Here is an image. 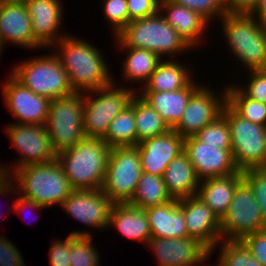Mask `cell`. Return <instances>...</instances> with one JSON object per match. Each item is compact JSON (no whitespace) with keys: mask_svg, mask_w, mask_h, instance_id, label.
Instances as JSON below:
<instances>
[{"mask_svg":"<svg viewBox=\"0 0 266 266\" xmlns=\"http://www.w3.org/2000/svg\"><path fill=\"white\" fill-rule=\"evenodd\" d=\"M68 74L75 92L96 90L113 83L108 65L98 47L75 36H65L51 47Z\"/></svg>","mask_w":266,"mask_h":266,"instance_id":"obj_1","label":"cell"},{"mask_svg":"<svg viewBox=\"0 0 266 266\" xmlns=\"http://www.w3.org/2000/svg\"><path fill=\"white\" fill-rule=\"evenodd\" d=\"M110 147L101 138H84L57 154L74 190L101 189L106 176Z\"/></svg>","mask_w":266,"mask_h":266,"instance_id":"obj_2","label":"cell"},{"mask_svg":"<svg viewBox=\"0 0 266 266\" xmlns=\"http://www.w3.org/2000/svg\"><path fill=\"white\" fill-rule=\"evenodd\" d=\"M219 20L233 56L249 72L266 70V25L243 13H225Z\"/></svg>","mask_w":266,"mask_h":266,"instance_id":"obj_3","label":"cell"},{"mask_svg":"<svg viewBox=\"0 0 266 266\" xmlns=\"http://www.w3.org/2000/svg\"><path fill=\"white\" fill-rule=\"evenodd\" d=\"M12 177L19 194L47 208L58 204L61 206L74 191L57 159L18 168Z\"/></svg>","mask_w":266,"mask_h":266,"instance_id":"obj_4","label":"cell"},{"mask_svg":"<svg viewBox=\"0 0 266 266\" xmlns=\"http://www.w3.org/2000/svg\"><path fill=\"white\" fill-rule=\"evenodd\" d=\"M126 48H141L160 58L192 49L160 12L154 16L130 21L115 36ZM184 50V51H183Z\"/></svg>","mask_w":266,"mask_h":266,"instance_id":"obj_5","label":"cell"},{"mask_svg":"<svg viewBox=\"0 0 266 266\" xmlns=\"http://www.w3.org/2000/svg\"><path fill=\"white\" fill-rule=\"evenodd\" d=\"M11 75L33 93L50 100L66 97L75 92L55 53L35 56L20 62L14 66Z\"/></svg>","mask_w":266,"mask_h":266,"instance_id":"obj_6","label":"cell"},{"mask_svg":"<svg viewBox=\"0 0 266 266\" xmlns=\"http://www.w3.org/2000/svg\"><path fill=\"white\" fill-rule=\"evenodd\" d=\"M117 85L113 81L107 87L86 91L84 94L83 126L86 137L103 139L112 120L130 104L137 93L132 88Z\"/></svg>","mask_w":266,"mask_h":266,"instance_id":"obj_7","label":"cell"},{"mask_svg":"<svg viewBox=\"0 0 266 266\" xmlns=\"http://www.w3.org/2000/svg\"><path fill=\"white\" fill-rule=\"evenodd\" d=\"M84 93L51 100L45 128L58 154L86 138L83 126Z\"/></svg>","mask_w":266,"mask_h":266,"instance_id":"obj_8","label":"cell"},{"mask_svg":"<svg viewBox=\"0 0 266 266\" xmlns=\"http://www.w3.org/2000/svg\"><path fill=\"white\" fill-rule=\"evenodd\" d=\"M222 115L227 119L232 140V156L239 171L258 170L266 164V126L239 116L227 103Z\"/></svg>","mask_w":266,"mask_h":266,"instance_id":"obj_9","label":"cell"},{"mask_svg":"<svg viewBox=\"0 0 266 266\" xmlns=\"http://www.w3.org/2000/svg\"><path fill=\"white\" fill-rule=\"evenodd\" d=\"M142 174L137 146L110 148L102 191L113 203L129 202Z\"/></svg>","mask_w":266,"mask_h":266,"instance_id":"obj_10","label":"cell"},{"mask_svg":"<svg viewBox=\"0 0 266 266\" xmlns=\"http://www.w3.org/2000/svg\"><path fill=\"white\" fill-rule=\"evenodd\" d=\"M221 240H242L266 229L254 192L243 179L235 188L226 214L220 220Z\"/></svg>","mask_w":266,"mask_h":266,"instance_id":"obj_11","label":"cell"},{"mask_svg":"<svg viewBox=\"0 0 266 266\" xmlns=\"http://www.w3.org/2000/svg\"><path fill=\"white\" fill-rule=\"evenodd\" d=\"M5 132L11 139L12 147L17 149L21 156L17 160V165L12 166L11 174L27 165L42 164L57 159V153L52 147L45 125L9 123Z\"/></svg>","mask_w":266,"mask_h":266,"instance_id":"obj_12","label":"cell"},{"mask_svg":"<svg viewBox=\"0 0 266 266\" xmlns=\"http://www.w3.org/2000/svg\"><path fill=\"white\" fill-rule=\"evenodd\" d=\"M205 86L201 85L191 95L180 121L172 128L183 138L195 135L222 115L226 104V86L218 95L210 87Z\"/></svg>","mask_w":266,"mask_h":266,"instance_id":"obj_13","label":"cell"},{"mask_svg":"<svg viewBox=\"0 0 266 266\" xmlns=\"http://www.w3.org/2000/svg\"><path fill=\"white\" fill-rule=\"evenodd\" d=\"M3 83L4 103L21 124L45 125L51 100L33 93L11 74Z\"/></svg>","mask_w":266,"mask_h":266,"instance_id":"obj_14","label":"cell"},{"mask_svg":"<svg viewBox=\"0 0 266 266\" xmlns=\"http://www.w3.org/2000/svg\"><path fill=\"white\" fill-rule=\"evenodd\" d=\"M184 152L200 180L227 176L239 171L231 149H221L220 145H206L194 135L184 139Z\"/></svg>","mask_w":266,"mask_h":266,"instance_id":"obj_15","label":"cell"},{"mask_svg":"<svg viewBox=\"0 0 266 266\" xmlns=\"http://www.w3.org/2000/svg\"><path fill=\"white\" fill-rule=\"evenodd\" d=\"M147 246L154 251L159 266H199L211 256L210 250L192 237H151Z\"/></svg>","mask_w":266,"mask_h":266,"instance_id":"obj_16","label":"cell"},{"mask_svg":"<svg viewBox=\"0 0 266 266\" xmlns=\"http://www.w3.org/2000/svg\"><path fill=\"white\" fill-rule=\"evenodd\" d=\"M113 204L102 189L74 190L61 207L87 227L105 229L108 228Z\"/></svg>","mask_w":266,"mask_h":266,"instance_id":"obj_17","label":"cell"},{"mask_svg":"<svg viewBox=\"0 0 266 266\" xmlns=\"http://www.w3.org/2000/svg\"><path fill=\"white\" fill-rule=\"evenodd\" d=\"M184 139L171 129L138 143L142 172L162 177L167 165L184 151Z\"/></svg>","mask_w":266,"mask_h":266,"instance_id":"obj_18","label":"cell"},{"mask_svg":"<svg viewBox=\"0 0 266 266\" xmlns=\"http://www.w3.org/2000/svg\"><path fill=\"white\" fill-rule=\"evenodd\" d=\"M188 237L203 243L210 254L221 241L220 220L197 195L182 198Z\"/></svg>","mask_w":266,"mask_h":266,"instance_id":"obj_19","label":"cell"},{"mask_svg":"<svg viewBox=\"0 0 266 266\" xmlns=\"http://www.w3.org/2000/svg\"><path fill=\"white\" fill-rule=\"evenodd\" d=\"M0 38L4 45L8 41L32 50L44 47L34 37L26 4H0Z\"/></svg>","mask_w":266,"mask_h":266,"instance_id":"obj_20","label":"cell"},{"mask_svg":"<svg viewBox=\"0 0 266 266\" xmlns=\"http://www.w3.org/2000/svg\"><path fill=\"white\" fill-rule=\"evenodd\" d=\"M26 7L34 37L43 46L50 48L59 39L67 36L64 33L60 34L59 31L63 20V6L60 0H30Z\"/></svg>","mask_w":266,"mask_h":266,"instance_id":"obj_21","label":"cell"},{"mask_svg":"<svg viewBox=\"0 0 266 266\" xmlns=\"http://www.w3.org/2000/svg\"><path fill=\"white\" fill-rule=\"evenodd\" d=\"M159 12L191 48L204 42L208 22L198 13L172 0H161Z\"/></svg>","mask_w":266,"mask_h":266,"instance_id":"obj_22","label":"cell"},{"mask_svg":"<svg viewBox=\"0 0 266 266\" xmlns=\"http://www.w3.org/2000/svg\"><path fill=\"white\" fill-rule=\"evenodd\" d=\"M151 235L154 238H185L188 237L182 199L145 209Z\"/></svg>","mask_w":266,"mask_h":266,"instance_id":"obj_23","label":"cell"},{"mask_svg":"<svg viewBox=\"0 0 266 266\" xmlns=\"http://www.w3.org/2000/svg\"><path fill=\"white\" fill-rule=\"evenodd\" d=\"M200 86L197 82L195 84L194 79L185 88L175 91L139 92L137 94L156 110L172 129L180 121L191 95Z\"/></svg>","mask_w":266,"mask_h":266,"instance_id":"obj_24","label":"cell"},{"mask_svg":"<svg viewBox=\"0 0 266 266\" xmlns=\"http://www.w3.org/2000/svg\"><path fill=\"white\" fill-rule=\"evenodd\" d=\"M242 180V171L227 176L200 180L197 196L200 197L219 220H221L230 206L236 186Z\"/></svg>","mask_w":266,"mask_h":266,"instance_id":"obj_25","label":"cell"},{"mask_svg":"<svg viewBox=\"0 0 266 266\" xmlns=\"http://www.w3.org/2000/svg\"><path fill=\"white\" fill-rule=\"evenodd\" d=\"M117 230L132 240L148 243L152 237L145 209L126 203H114L109 216L108 228Z\"/></svg>","mask_w":266,"mask_h":266,"instance_id":"obj_26","label":"cell"},{"mask_svg":"<svg viewBox=\"0 0 266 266\" xmlns=\"http://www.w3.org/2000/svg\"><path fill=\"white\" fill-rule=\"evenodd\" d=\"M162 177L173 199L197 195L200 179L184 151L167 165Z\"/></svg>","mask_w":266,"mask_h":266,"instance_id":"obj_27","label":"cell"},{"mask_svg":"<svg viewBox=\"0 0 266 266\" xmlns=\"http://www.w3.org/2000/svg\"><path fill=\"white\" fill-rule=\"evenodd\" d=\"M162 59L141 92H168L185 88L194 78L180 61Z\"/></svg>","mask_w":266,"mask_h":266,"instance_id":"obj_28","label":"cell"},{"mask_svg":"<svg viewBox=\"0 0 266 266\" xmlns=\"http://www.w3.org/2000/svg\"><path fill=\"white\" fill-rule=\"evenodd\" d=\"M115 42L121 50L128 51L126 59L123 62L124 78L134 82H141L143 85L149 80L151 74L155 71L158 63L162 60L156 53L141 48H126L117 38Z\"/></svg>","mask_w":266,"mask_h":266,"instance_id":"obj_29","label":"cell"},{"mask_svg":"<svg viewBox=\"0 0 266 266\" xmlns=\"http://www.w3.org/2000/svg\"><path fill=\"white\" fill-rule=\"evenodd\" d=\"M104 142L110 147L136 146L135 95L110 123Z\"/></svg>","mask_w":266,"mask_h":266,"instance_id":"obj_30","label":"cell"},{"mask_svg":"<svg viewBox=\"0 0 266 266\" xmlns=\"http://www.w3.org/2000/svg\"><path fill=\"white\" fill-rule=\"evenodd\" d=\"M173 200L167 191L163 177L142 172L136 191L129 204L146 209Z\"/></svg>","mask_w":266,"mask_h":266,"instance_id":"obj_31","label":"cell"},{"mask_svg":"<svg viewBox=\"0 0 266 266\" xmlns=\"http://www.w3.org/2000/svg\"><path fill=\"white\" fill-rule=\"evenodd\" d=\"M136 145L171 130L161 115L137 93L135 94Z\"/></svg>","mask_w":266,"mask_h":266,"instance_id":"obj_32","label":"cell"},{"mask_svg":"<svg viewBox=\"0 0 266 266\" xmlns=\"http://www.w3.org/2000/svg\"><path fill=\"white\" fill-rule=\"evenodd\" d=\"M226 103L244 119L266 126V103L247 97L237 85L226 86Z\"/></svg>","mask_w":266,"mask_h":266,"instance_id":"obj_33","label":"cell"},{"mask_svg":"<svg viewBox=\"0 0 266 266\" xmlns=\"http://www.w3.org/2000/svg\"><path fill=\"white\" fill-rule=\"evenodd\" d=\"M88 231L70 233V266H100L98 249Z\"/></svg>","mask_w":266,"mask_h":266,"instance_id":"obj_34","label":"cell"},{"mask_svg":"<svg viewBox=\"0 0 266 266\" xmlns=\"http://www.w3.org/2000/svg\"><path fill=\"white\" fill-rule=\"evenodd\" d=\"M217 266H263L242 240H222Z\"/></svg>","mask_w":266,"mask_h":266,"instance_id":"obj_35","label":"cell"},{"mask_svg":"<svg viewBox=\"0 0 266 266\" xmlns=\"http://www.w3.org/2000/svg\"><path fill=\"white\" fill-rule=\"evenodd\" d=\"M194 136L206 145H220L221 149H232L230 127L223 115L204 126Z\"/></svg>","mask_w":266,"mask_h":266,"instance_id":"obj_36","label":"cell"},{"mask_svg":"<svg viewBox=\"0 0 266 266\" xmlns=\"http://www.w3.org/2000/svg\"><path fill=\"white\" fill-rule=\"evenodd\" d=\"M178 5L187 7L201 17L208 23L214 20L216 16L220 19L226 13V0H172ZM215 17V18H214Z\"/></svg>","mask_w":266,"mask_h":266,"instance_id":"obj_37","label":"cell"},{"mask_svg":"<svg viewBox=\"0 0 266 266\" xmlns=\"http://www.w3.org/2000/svg\"><path fill=\"white\" fill-rule=\"evenodd\" d=\"M103 2L105 19L112 24V33L116 36L131 21L128 15L127 1L103 0Z\"/></svg>","mask_w":266,"mask_h":266,"instance_id":"obj_38","label":"cell"},{"mask_svg":"<svg viewBox=\"0 0 266 266\" xmlns=\"http://www.w3.org/2000/svg\"><path fill=\"white\" fill-rule=\"evenodd\" d=\"M243 179L249 184L254 192L266 224V177L259 170L243 171Z\"/></svg>","mask_w":266,"mask_h":266,"instance_id":"obj_39","label":"cell"},{"mask_svg":"<svg viewBox=\"0 0 266 266\" xmlns=\"http://www.w3.org/2000/svg\"><path fill=\"white\" fill-rule=\"evenodd\" d=\"M248 86H237L247 97L266 103V70L250 71Z\"/></svg>","mask_w":266,"mask_h":266,"instance_id":"obj_40","label":"cell"},{"mask_svg":"<svg viewBox=\"0 0 266 266\" xmlns=\"http://www.w3.org/2000/svg\"><path fill=\"white\" fill-rule=\"evenodd\" d=\"M129 19L147 18L159 13L161 0H126Z\"/></svg>","mask_w":266,"mask_h":266,"instance_id":"obj_41","label":"cell"},{"mask_svg":"<svg viewBox=\"0 0 266 266\" xmlns=\"http://www.w3.org/2000/svg\"><path fill=\"white\" fill-rule=\"evenodd\" d=\"M251 255L266 266V229L247 235L242 239Z\"/></svg>","mask_w":266,"mask_h":266,"instance_id":"obj_42","label":"cell"},{"mask_svg":"<svg viewBox=\"0 0 266 266\" xmlns=\"http://www.w3.org/2000/svg\"><path fill=\"white\" fill-rule=\"evenodd\" d=\"M49 251L51 266H70V234L65 240H54Z\"/></svg>","mask_w":266,"mask_h":266,"instance_id":"obj_43","label":"cell"},{"mask_svg":"<svg viewBox=\"0 0 266 266\" xmlns=\"http://www.w3.org/2000/svg\"><path fill=\"white\" fill-rule=\"evenodd\" d=\"M6 237H0V266H25L17 246Z\"/></svg>","mask_w":266,"mask_h":266,"instance_id":"obj_44","label":"cell"},{"mask_svg":"<svg viewBox=\"0 0 266 266\" xmlns=\"http://www.w3.org/2000/svg\"><path fill=\"white\" fill-rule=\"evenodd\" d=\"M12 181L14 180L12 179L11 175V167L7 165L5 167L3 166V164H0V196L8 195V193L11 194V192L13 194L16 193L17 191L19 192L17 183L16 182L12 183Z\"/></svg>","mask_w":266,"mask_h":266,"instance_id":"obj_45","label":"cell"},{"mask_svg":"<svg viewBox=\"0 0 266 266\" xmlns=\"http://www.w3.org/2000/svg\"><path fill=\"white\" fill-rule=\"evenodd\" d=\"M258 0H226V13L250 14Z\"/></svg>","mask_w":266,"mask_h":266,"instance_id":"obj_46","label":"cell"},{"mask_svg":"<svg viewBox=\"0 0 266 266\" xmlns=\"http://www.w3.org/2000/svg\"><path fill=\"white\" fill-rule=\"evenodd\" d=\"M18 193V197L13 201V211H21V210H24L25 208H33L36 209V210H40V209H46L47 207H43L41 205H39L38 203H36L35 201H32L31 199H28V198H25L23 197L21 194ZM26 210V209H25ZM29 210V209H28Z\"/></svg>","mask_w":266,"mask_h":266,"instance_id":"obj_47","label":"cell"},{"mask_svg":"<svg viewBox=\"0 0 266 266\" xmlns=\"http://www.w3.org/2000/svg\"><path fill=\"white\" fill-rule=\"evenodd\" d=\"M250 14L266 25V0H258Z\"/></svg>","mask_w":266,"mask_h":266,"instance_id":"obj_48","label":"cell"},{"mask_svg":"<svg viewBox=\"0 0 266 266\" xmlns=\"http://www.w3.org/2000/svg\"><path fill=\"white\" fill-rule=\"evenodd\" d=\"M30 0H0V4H27Z\"/></svg>","mask_w":266,"mask_h":266,"instance_id":"obj_49","label":"cell"},{"mask_svg":"<svg viewBox=\"0 0 266 266\" xmlns=\"http://www.w3.org/2000/svg\"><path fill=\"white\" fill-rule=\"evenodd\" d=\"M258 170L266 177V164L261 166Z\"/></svg>","mask_w":266,"mask_h":266,"instance_id":"obj_50","label":"cell"},{"mask_svg":"<svg viewBox=\"0 0 266 266\" xmlns=\"http://www.w3.org/2000/svg\"><path fill=\"white\" fill-rule=\"evenodd\" d=\"M2 48L4 49V46H3L1 38H0V55L2 54V51H3Z\"/></svg>","mask_w":266,"mask_h":266,"instance_id":"obj_51","label":"cell"}]
</instances>
